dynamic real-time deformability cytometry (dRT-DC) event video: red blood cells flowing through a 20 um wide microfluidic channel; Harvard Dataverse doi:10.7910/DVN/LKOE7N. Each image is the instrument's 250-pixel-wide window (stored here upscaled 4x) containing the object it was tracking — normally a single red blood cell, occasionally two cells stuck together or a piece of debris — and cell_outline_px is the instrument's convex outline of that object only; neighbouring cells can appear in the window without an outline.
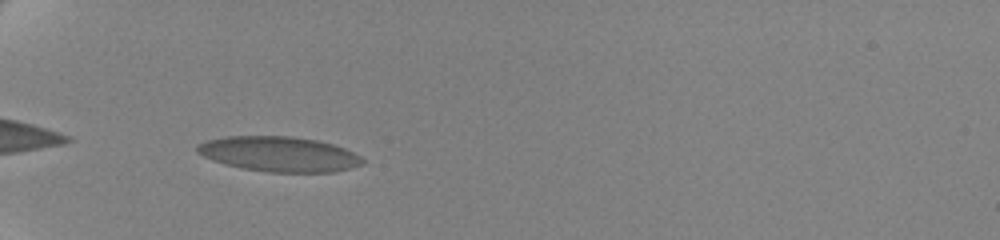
{"species": "human", "species_latin": "Homo sapiens", "temperature_condition": "cold", "stored_images_in_passage": 35, "camera_frame_rate_fps": 3000, "um_per_image_px": 0.085, "donor": {"sex": "female"}, "frame": {"image": 1, "passage_image": 2, "time_ms": 0.333, "image_size_px": [1000, 240], "cell_outline_px": [[368, 160], [364, 164], [336, 172], [268, 172], [240, 168], [224, 164], [212, 160], [196, 152], [196, 144], [208, 140], [228, 136], [292, 136], [316, 140], [332, 144], [344, 148]], "centroid_in_image_um": [23.73, 13.1], "position_along_channel_um": 61.3, "area_um2": 33.99}}
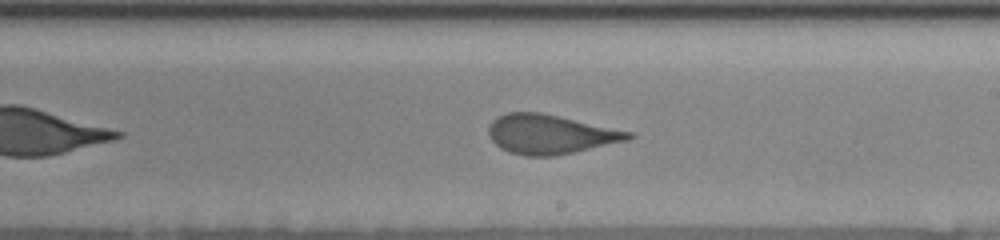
{"frame": {"image": 2, "passage_image": 19, "time_ms": 6.0, "image_size_px": [1000, 240], "cell_outline_px": [[636, 136], [628, 140], [556, 156], [524, 156], [508, 152], [500, 148], [492, 140], [488, 132], [488, 128], [492, 120], [496, 116], [508, 112], [540, 112], [632, 132]], "centroid_in_image_um": [46.74, 11.41], "position_along_channel_um": 242.3, "area_um2": 32.02}}
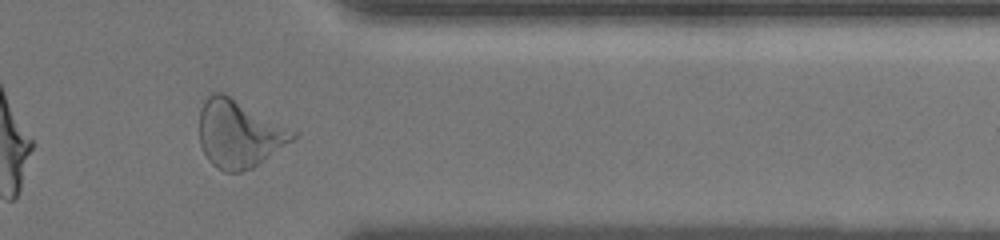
{"frame": {"image": 3, "passage_image": 32, "time_ms": 10.333, "image_size_px": [1000, 240], "cell_outline_px": [[296, 136], [292, 140], [264, 160], [252, 168], [240, 172], [224, 172], [212, 164], [208, 160], [200, 144], [200, 108], [204, 100], [212, 92], [224, 92], [296, 132]], "centroid_in_image_um": [20.27, 11.36], "position_along_channel_um": 391.1, "area_um2": 36.41}, "authors_computed_cell_mechanics": {"area_um2": 32.5414, "velocity_mm_per_s": 3.5094, "shape_relaxation_time_tau1_ms": 5.733, "shape_relaxation_time_tau2_ms": 0.909, "deformation_change_tau1": 0.1846, "deformation_change_tau2": 0.0917}}